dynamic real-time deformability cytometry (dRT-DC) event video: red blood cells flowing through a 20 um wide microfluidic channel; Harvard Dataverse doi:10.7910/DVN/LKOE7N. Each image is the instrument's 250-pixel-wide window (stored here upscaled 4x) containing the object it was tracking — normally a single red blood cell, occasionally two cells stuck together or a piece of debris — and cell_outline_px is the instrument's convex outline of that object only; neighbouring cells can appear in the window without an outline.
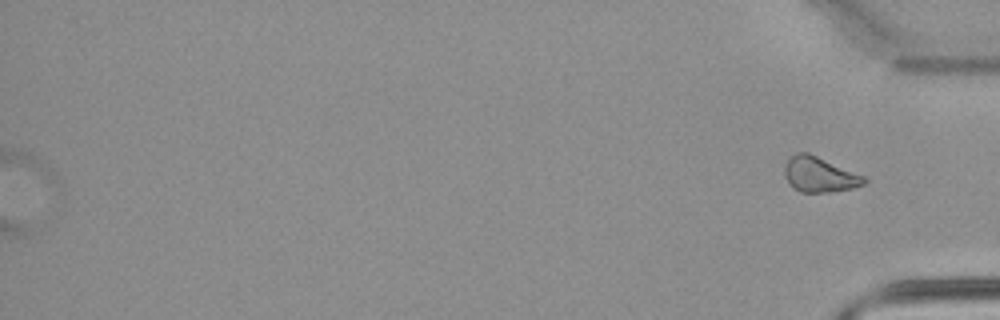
{"species": "common noctule bat (a hibernating species)", "species_latin": "Nyctalus noctula", "temperature_condition": "warm", "stored_images_in_passage": 42, "camera_frame_rate_fps": 3000, "um_per_image_px": 0.085, "animal": {"sex": "male", "body_mass_g": 21.5, "forearm_length_mm": 52.0}, "frame": {"image": 1, "passage_image": 42, "time_ms": 13.667, "image_size_px": [1000, 320], "cell_outline_px": [[868, 180], [864, 184], [852, 188], [828, 192], [800, 192], [784, 176], [784, 164], [788, 156], [796, 152], [808, 152], [864, 176]], "centroid_in_image_um": [69.63, 14.81], "position_along_channel_um": 365.6, "area_um2": 16.24}}